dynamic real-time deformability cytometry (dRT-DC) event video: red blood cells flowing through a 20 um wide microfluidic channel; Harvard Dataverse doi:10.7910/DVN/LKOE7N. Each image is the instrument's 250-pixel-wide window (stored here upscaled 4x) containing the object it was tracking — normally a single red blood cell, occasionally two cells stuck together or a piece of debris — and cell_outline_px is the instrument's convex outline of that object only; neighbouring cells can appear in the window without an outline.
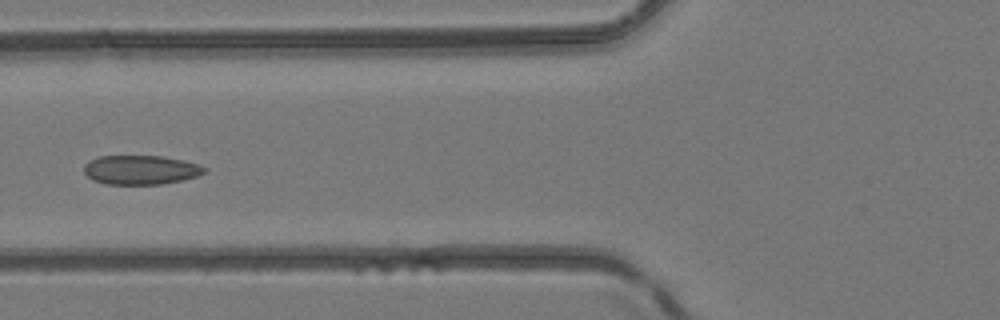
{"species": "common noctule bat (a hibernating species)", "species_latin": "Nyctalus noctula", "temperature_condition": "room temperature", "stored_images_in_passage": 6, "camera_frame_rate_fps": 3000, "um_per_image_px": 0.085, "animal": {"sex": "female", "body_mass_g": 24.6, "forearm_length_mm": 56.2}, "frame": {"image": 1, "passage_image": 5, "time_ms": 4.667, "image_size_px": [1000, 320], "cell_outline_px": [[208, 168], [204, 172], [196, 176], [184, 180], [160, 184], [104, 184], [92, 180], [84, 172], [84, 164], [88, 160], [100, 156], [160, 156], [184, 160], [200, 164]], "centroid_in_image_um": [11.96, 14.44], "position_along_channel_um": 113.8, "area_um2": 20.63}}
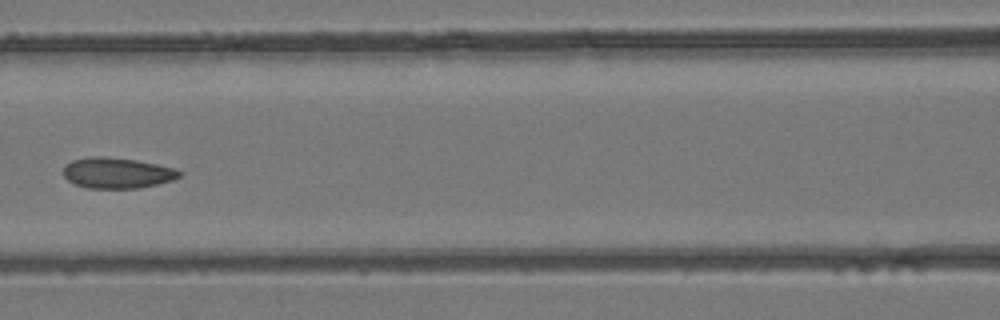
{"frame": {"image": 2, "passage_image": 6, "time_ms": 5.667, "image_size_px": [1000, 320], "cell_outline_px": [[180, 176], [172, 180], [140, 188], [88, 188], [76, 184], [68, 180], [64, 176], [64, 164], [72, 160], [88, 156], [104, 156], [136, 160], [176, 168], [180, 172]], "centroid_in_image_um": [9.93, 14.69], "position_along_channel_um": 156.7, "area_um2": 20.75}}